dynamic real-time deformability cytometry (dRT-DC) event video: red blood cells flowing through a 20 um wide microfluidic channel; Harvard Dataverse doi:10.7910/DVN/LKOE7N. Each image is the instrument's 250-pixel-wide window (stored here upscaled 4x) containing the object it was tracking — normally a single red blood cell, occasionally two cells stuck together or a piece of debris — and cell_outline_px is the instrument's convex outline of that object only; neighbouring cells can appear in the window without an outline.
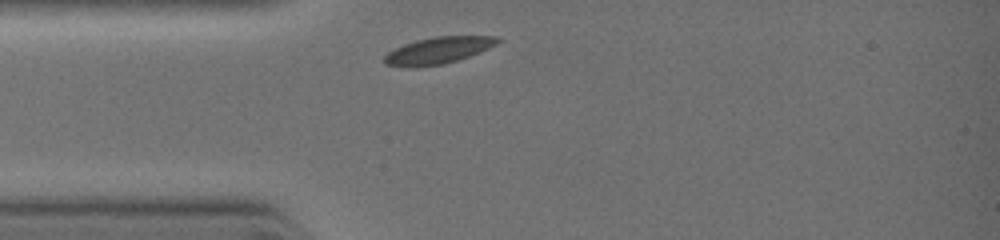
{"species": "common noctule bat (a hibernating species)", "species_latin": "Nyctalus noctula", "temperature_condition": "warm", "stored_images_in_passage": 4, "camera_frame_rate_fps": 3000, "um_per_image_px": 0.085, "animal": {"sex": "female", "body_mass_g": 19.0, "forearm_length_mm": 51.5}, "frame": {"image": 1, "passage_image": 1, "time_ms": 0.0, "image_size_px": [1000, 240], "cell_outline_px": [[500, 40], [496, 44], [488, 48], [468, 56], [444, 64], [416, 68], [404, 68], [384, 64], [384, 56], [388, 52], [404, 44], [416, 40], [436, 36], [500, 36]], "centroid_in_image_um": [37.19, 4.3], "position_along_channel_um": 47.8, "area_um2": 17.69}}